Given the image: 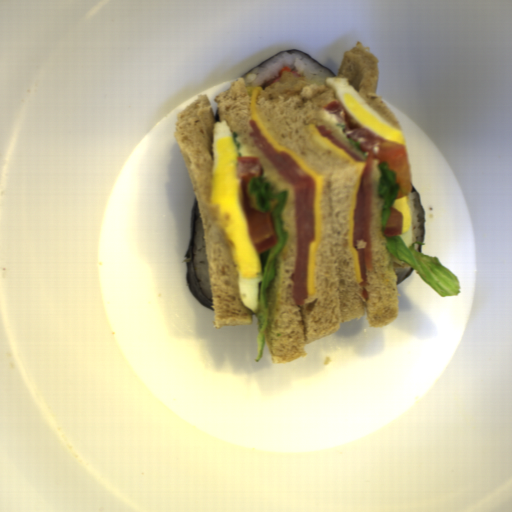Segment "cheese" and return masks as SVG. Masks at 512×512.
<instances>
[{"instance_id": "9ae1461e", "label": "cheese", "mask_w": 512, "mask_h": 512, "mask_svg": "<svg viewBox=\"0 0 512 512\" xmlns=\"http://www.w3.org/2000/svg\"><path fill=\"white\" fill-rule=\"evenodd\" d=\"M308 127L312 133V137L317 142H319L320 144H322L323 146L328 148L332 153H334L337 156H339L340 158H342L344 161H346L352 167L358 168L356 180H355V184H354V188H353V193H352V197H351V209H350V214H349V218H348V243H349V247L353 253V263H354V267H355L357 282L360 284L363 281V279L361 277L359 254H358V251L353 247L354 207L356 205L357 197H358L359 180H360L363 170L366 167V163H364V161L355 160L345 150H343L342 148H340L337 145H335L334 143H332L328 137L322 136L321 133L318 131L317 126L314 125L313 123H309Z\"/></svg>"}, {"instance_id": "39d9744d", "label": "cheese", "mask_w": 512, "mask_h": 512, "mask_svg": "<svg viewBox=\"0 0 512 512\" xmlns=\"http://www.w3.org/2000/svg\"><path fill=\"white\" fill-rule=\"evenodd\" d=\"M261 90L253 89L251 95V120H255L262 135L265 136L272 148L277 151H284L288 153L291 158L299 165L303 173H307L315 181V192L313 200V213H314V240L310 242L308 249V265L306 271V287L307 294L314 295L316 292V275H315V258L319 244L321 242V227H322V214H321V201L324 189V176L313 171V169L306 164L300 156L294 153L290 148L283 146L279 141H275L263 126L259 119L257 100Z\"/></svg>"}]
</instances>
